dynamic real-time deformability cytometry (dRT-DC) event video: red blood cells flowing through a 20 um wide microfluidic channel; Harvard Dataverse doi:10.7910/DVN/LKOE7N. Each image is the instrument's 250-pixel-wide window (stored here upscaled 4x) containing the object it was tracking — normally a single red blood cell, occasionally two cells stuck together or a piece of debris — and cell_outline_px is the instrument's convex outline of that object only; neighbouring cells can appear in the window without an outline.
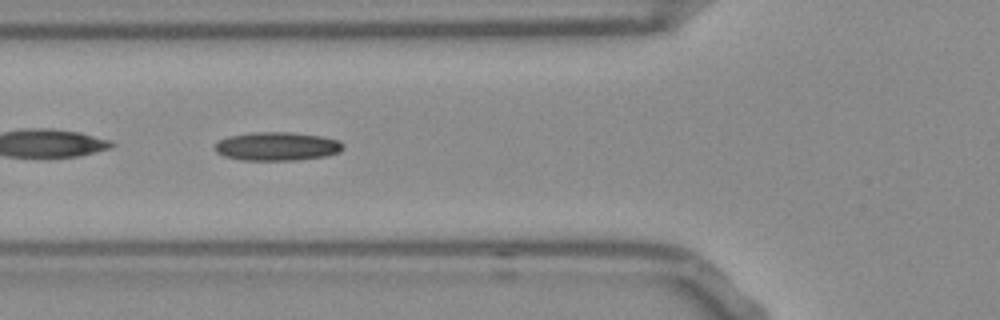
{"species": "Egyptian fruit bat (a non-hibernating species)", "species_latin": "Rousettus aegyptiacus", "temperature_condition": "room temperature", "stored_images_in_passage": 53, "camera_frame_rate_fps": 3000, "um_per_image_px": 0.085, "frame": {"image": 1, "passage_image": 19, "time_ms": 6.0, "image_size_px": [1000, 320], "cell_outline_px": [[344, 148], [340, 152], [324, 156], [296, 160], [240, 160], [224, 156], [216, 152], [216, 144], [220, 140], [228, 136], [252, 132], [292, 132], [320, 136], [340, 140], [344, 144]], "centroid_in_image_um": [23.57, 12.43], "position_along_channel_um": 102.2, "area_um2": 21.39}}
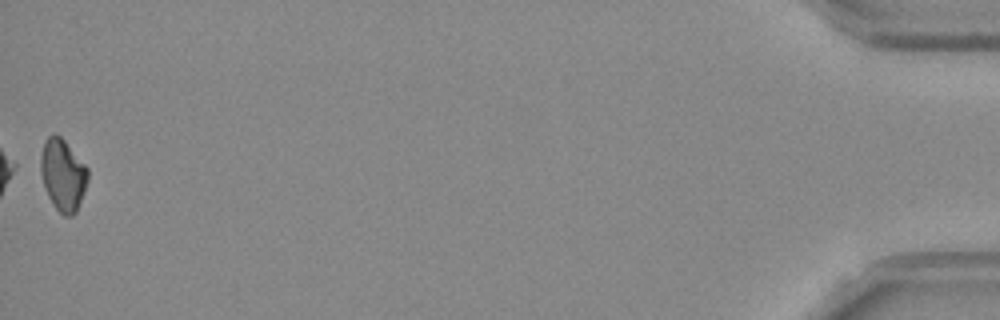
{"frame": {"image": 2, "passage_image": 53, "time_ms": 17.333, "image_size_px": [1000, 320], "cell_outline_px": [[88, 180], [76, 212], [72, 216], [64, 216], [56, 208], [48, 196], [40, 172], [40, 156], [44, 144], [48, 136], [56, 132], [64, 140], [88, 168]], "centroid_in_image_um": [5.34, 14.85], "position_along_channel_um": 429.9, "area_um2": 19.54}}